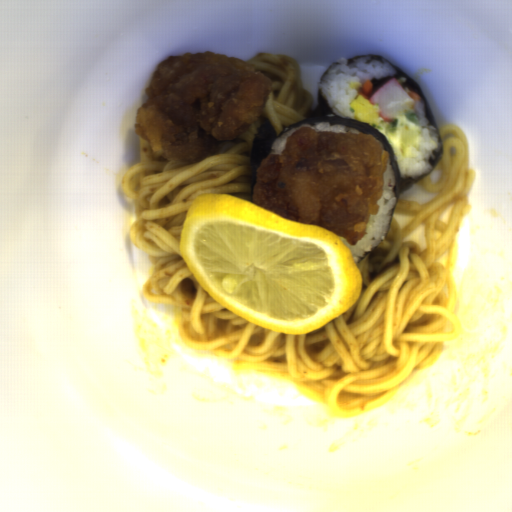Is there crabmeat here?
<instances>
[{
	"instance_id": "obj_1",
	"label": "crabmeat",
	"mask_w": 512,
	"mask_h": 512,
	"mask_svg": "<svg viewBox=\"0 0 512 512\" xmlns=\"http://www.w3.org/2000/svg\"><path fill=\"white\" fill-rule=\"evenodd\" d=\"M367 101L377 105L378 117L388 124H393L414 109V99L395 77L384 82Z\"/></svg>"
}]
</instances>
